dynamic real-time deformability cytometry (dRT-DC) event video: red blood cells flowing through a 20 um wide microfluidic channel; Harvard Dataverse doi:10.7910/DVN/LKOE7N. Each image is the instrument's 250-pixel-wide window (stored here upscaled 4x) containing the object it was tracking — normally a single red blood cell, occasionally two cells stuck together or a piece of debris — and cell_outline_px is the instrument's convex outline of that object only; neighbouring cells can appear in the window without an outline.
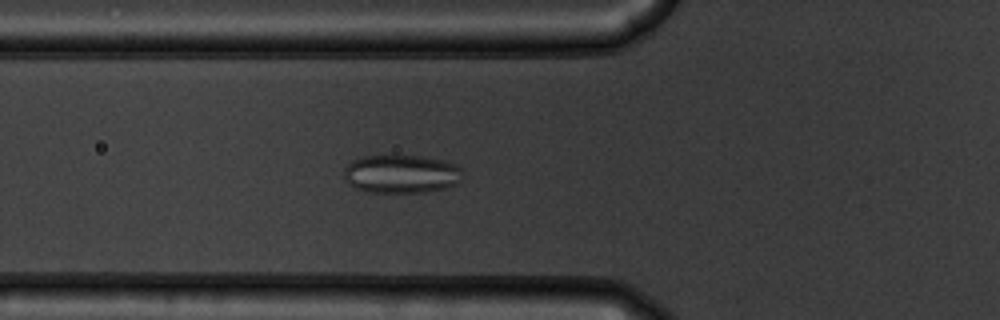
{"species": "common noctule bat (a hibernating species)", "species_latin": "Nyctalus noctula", "temperature_condition": "warm", "stored_images_in_passage": 49, "camera_frame_rate_fps": 3000, "um_per_image_px": 0.085, "animal": {"sex": "male", "body_mass_g": 19.5, "forearm_length_mm": 54.6}, "frame": {"image": 1, "passage_image": 14, "time_ms": 4.333, "image_size_px": [1000, 320], "cell_outline_px": [[460, 180], [456, 184], [448, 188], [424, 192], [368, 192], [352, 188], [344, 180], [344, 168], [352, 160], [364, 156], [420, 156], [444, 160], [456, 164], [460, 168]], "centroid_in_image_um": [34.07, 14.8], "position_along_channel_um": 91.7, "area_um2": 26.7}}
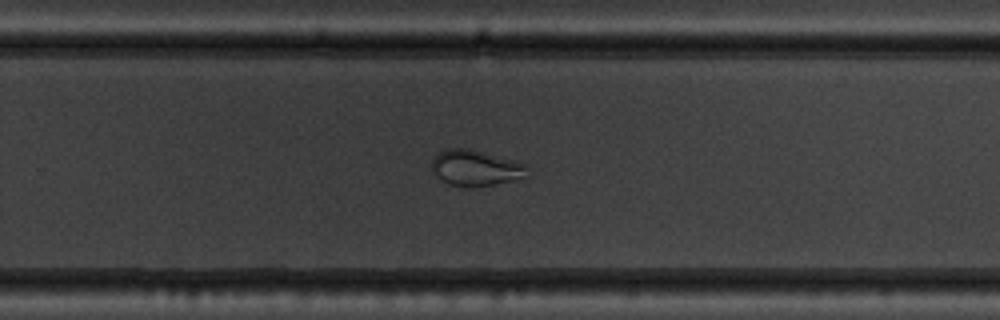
{"frame": {"image": 2, "passage_image": 30, "time_ms": 9.667, "image_size_px": [1000, 320], "cell_outline_px": [[528, 176], [512, 180], [476, 188], [472, 188], [448, 184], [436, 176], [432, 168], [432, 156], [448, 148], [468, 148], [512, 160], [524, 164], [528, 168]], "centroid_in_image_um": [40.4, 14.29], "position_along_channel_um": 289.4, "area_um2": 19.94}}
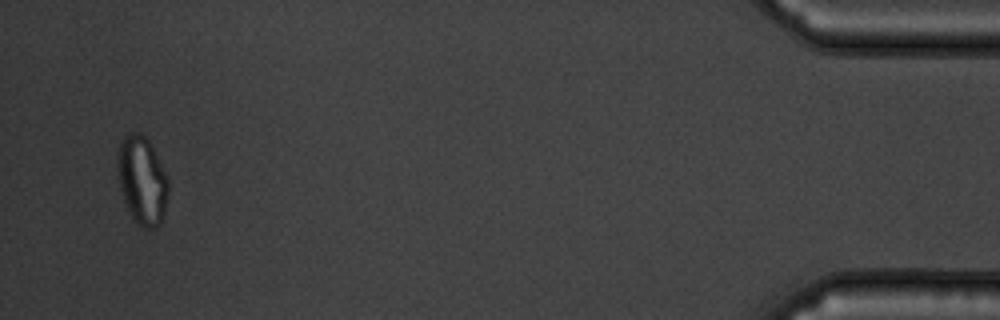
{"frame": {"image": 3, "passage_image": 47, "time_ms": 15.333, "image_size_px": [1000, 320], "cell_outline_px": [[168, 196], [164, 212], [160, 224], [156, 228], [140, 228], [132, 220], [124, 200], [120, 188], [116, 164], [116, 160], [120, 140], [128, 132], [140, 132], [148, 140], [168, 176]], "centroid_in_image_um": [12.06, 15.34], "position_along_channel_um": 423.1, "area_um2": 26.53}, "authors_computed_cell_mechanics": {"area_um2": 24.7962, "velocity_mm_per_s": 3.7124, "shape_relaxation_time_tau1_ms": null, "shape_relaxation_time_tau2_ms": 1.2419, "deformation_change_tau1": null, "deformation_change_tau2": 0.0654}}